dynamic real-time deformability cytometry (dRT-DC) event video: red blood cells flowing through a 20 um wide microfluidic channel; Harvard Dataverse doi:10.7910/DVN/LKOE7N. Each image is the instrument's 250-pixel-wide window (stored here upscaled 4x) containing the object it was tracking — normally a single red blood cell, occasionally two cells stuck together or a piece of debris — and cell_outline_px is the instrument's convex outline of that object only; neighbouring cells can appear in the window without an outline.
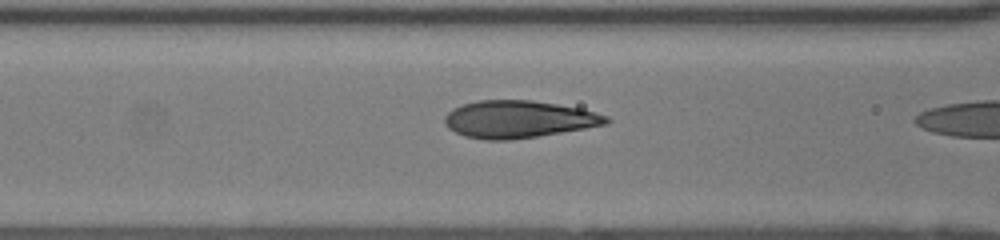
{"species": "human", "species_latin": "Homo sapiens", "temperature_condition": "room temperature", "stored_images_in_passage": 18, "camera_frame_rate_fps": 3000, "um_per_image_px": 0.085, "donor": {"sex": "female"}, "frame": {"image": 1, "passage_image": 17, "time_ms": 5.333, "image_size_px": [1000, 240], "cell_outline_px": [[612, 120], [608, 124], [512, 140], [484, 140], [464, 136], [448, 128], [444, 124], [444, 116], [452, 108], [476, 100], [532, 100], [580, 108], [608, 116]], "centroid_in_image_um": [44.05, 10.13], "position_along_channel_um": 122.6, "area_um2": 35.14}}